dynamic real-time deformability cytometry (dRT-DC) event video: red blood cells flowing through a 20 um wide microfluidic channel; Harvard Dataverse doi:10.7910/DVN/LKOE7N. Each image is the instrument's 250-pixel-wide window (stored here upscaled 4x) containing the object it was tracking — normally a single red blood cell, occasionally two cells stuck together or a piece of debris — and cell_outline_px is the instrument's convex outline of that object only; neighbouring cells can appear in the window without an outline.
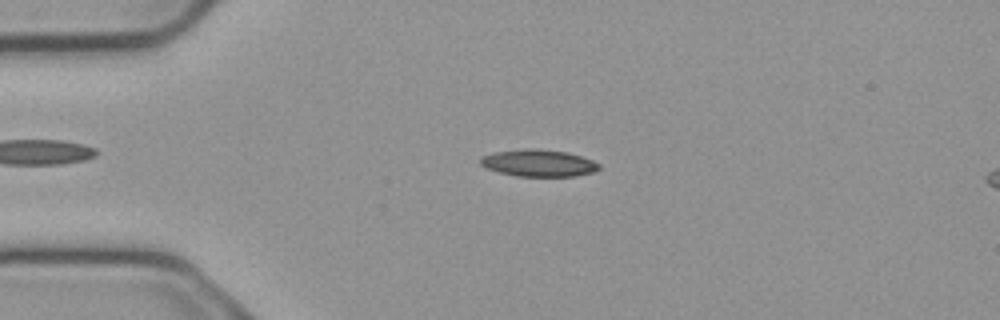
{"species": "common noctule bat (a hibernating species)", "species_latin": "Nyctalus noctula", "temperature_condition": "cold", "stored_images_in_passage": 54, "camera_frame_rate_fps": 3000, "um_per_image_px": 0.085, "animal": {"sex": "male", "body_mass_g": 23.1, "forearm_length_mm": 52.7}, "frame": {"image": 1, "passage_image": 12, "time_ms": 3.667, "image_size_px": [1000, 320], "cell_outline_px": [[600, 168], [592, 172], [576, 176], [516, 176], [500, 172], [488, 168], [480, 164], [480, 156], [496, 152], [528, 148], [532, 148], [568, 152], [592, 160], [600, 164]], "centroid_in_image_um": [45.78, 13.86], "position_along_channel_um": 39.2, "area_um2": 18.5}}
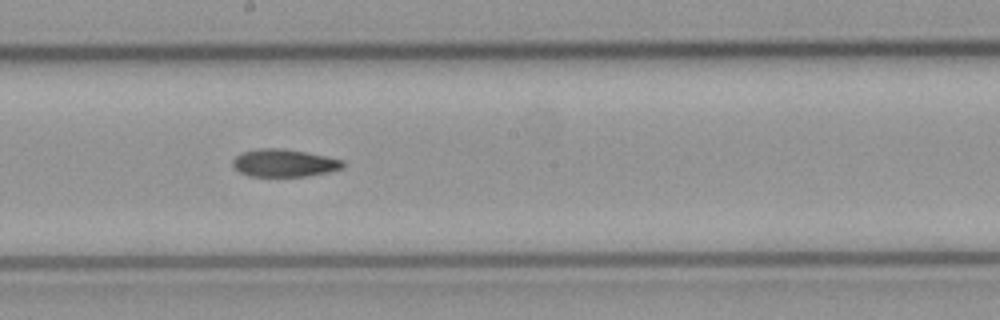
{"frame": {"image": 2, "passage_image": 29, "time_ms": 9.333, "image_size_px": [1000, 320], "cell_outline_px": [[344, 168], [328, 172], [308, 176], [248, 176], [232, 168], [232, 160], [236, 156], [244, 152], [260, 148], [284, 148], [344, 160]], "centroid_in_image_um": [24.13, 13.86], "position_along_channel_um": 224.1, "area_um2": 17.74}}
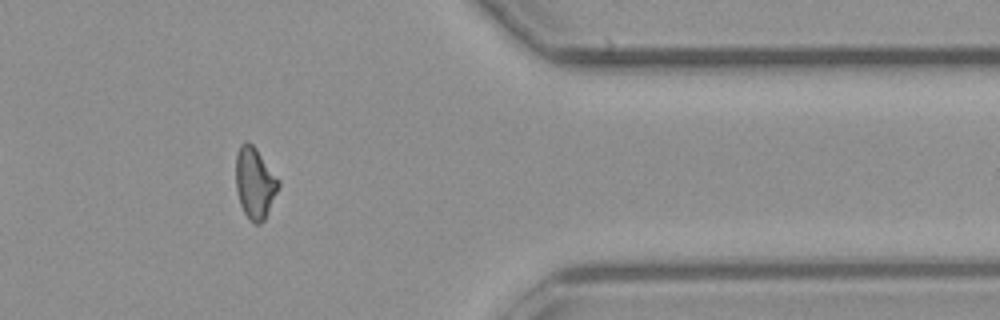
{"frame": {"image": 3, "passage_image": 44, "time_ms": 14.333, "image_size_px": [1000, 320], "cell_outline_px": [[280, 184], [264, 220], [260, 224], [252, 224], [248, 220], [240, 204], [236, 188], [236, 152], [240, 144], [244, 140], [248, 140], [256, 148], [280, 180]], "centroid_in_image_um": [21.64, 15.53], "position_along_channel_um": 389.8, "area_um2": 17.86}, "authors_computed_cell_mechanics": {"area_um2": 17.8602, "velocity_mm_per_s": 3.7613, "shape_relaxation_time_tau1_ms": 9.9507, "shape_relaxation_time_tau2_ms": null, "deformation_change_tau1": 0.2078, "deformation_change_tau2": null}}